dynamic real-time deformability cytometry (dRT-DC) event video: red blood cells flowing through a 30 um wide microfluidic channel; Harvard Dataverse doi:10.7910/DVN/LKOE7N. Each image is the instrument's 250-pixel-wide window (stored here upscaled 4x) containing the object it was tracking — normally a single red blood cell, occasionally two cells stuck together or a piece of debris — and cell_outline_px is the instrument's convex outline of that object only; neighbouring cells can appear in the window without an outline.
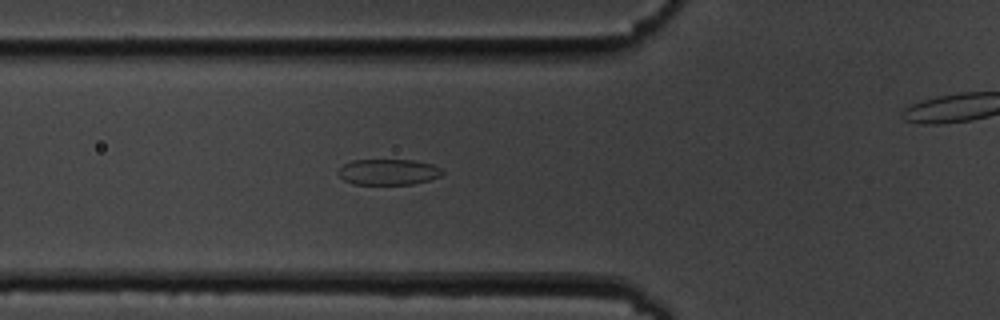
{"species": "common noctule bat (a hibernating species)", "species_latin": "Nyctalus noctula", "temperature_condition": "cold", "stored_images_in_passage": 6, "camera_frame_rate_fps": 3000, "um_per_image_px": 0.085, "animal": {"sex": "male", "body_mass_g": 19.5, "forearm_length_mm": 54.6}, "frame": {"image": 1, "passage_image": 5, "time_ms": 4.667, "image_size_px": [1000, 320], "cell_outline_px": [[444, 172], [440, 176], [428, 180], [412, 184], [352, 184], [344, 180], [336, 172], [344, 164], [352, 160], [412, 160], [432, 164], [440, 168]], "centroid_in_image_um": [32.98, 14.61], "position_along_channel_um": 92.8, "area_um2": 15.61}}